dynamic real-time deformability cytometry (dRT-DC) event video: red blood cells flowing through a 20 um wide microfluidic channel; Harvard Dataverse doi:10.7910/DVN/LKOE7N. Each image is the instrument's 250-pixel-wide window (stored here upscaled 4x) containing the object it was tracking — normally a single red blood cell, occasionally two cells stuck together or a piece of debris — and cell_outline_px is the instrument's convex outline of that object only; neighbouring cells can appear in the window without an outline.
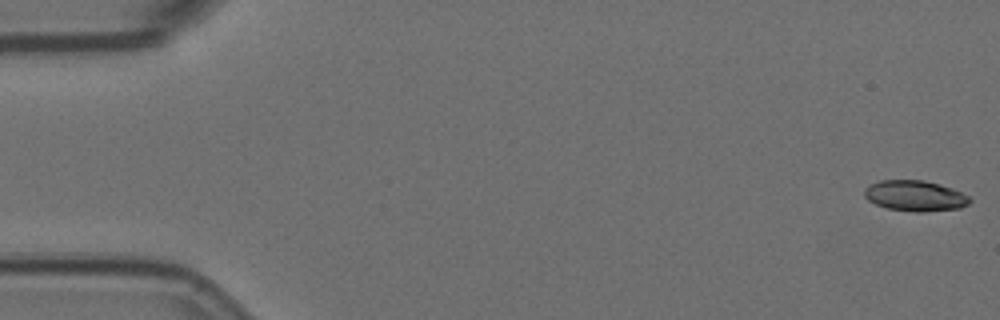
{"species": "Egyptian fruit bat (a non-hibernating species)", "species_latin": "Rousettus aegyptiacus", "temperature_condition": "room temperature", "stored_images_in_passage": 50, "camera_frame_rate_fps": 3000, "um_per_image_px": 0.085, "animal": {"sex": "female"}, "frame": {"image": 1, "passage_image": 1, "time_ms": 0.0, "image_size_px": [1000, 320], "cell_outline_px": [[972, 200], [968, 204], [960, 208], [924, 212], [916, 212], [888, 208], [876, 204], [868, 200], [864, 196], [864, 188], [868, 184], [880, 180], [924, 180], [940, 184], [952, 188], [968, 196]], "centroid_in_image_um": [77.76, 16.63], "position_along_channel_um": 7.2, "area_um2": 18.9}}
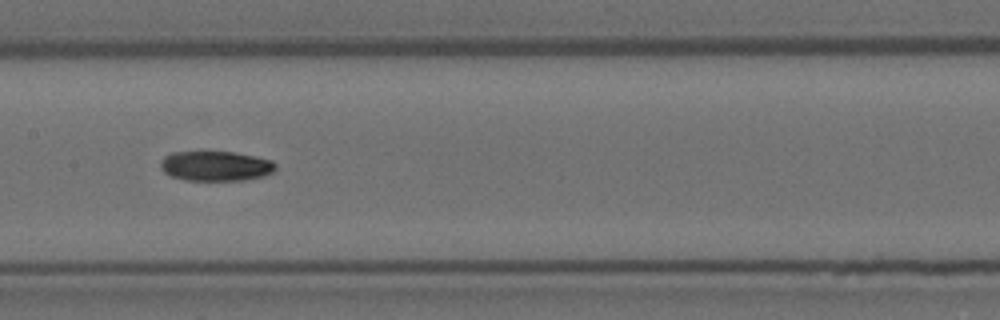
{"frame": {"image": 2, "passage_image": 28, "time_ms": 9.0, "image_size_px": [1000, 320], "cell_outline_px": [[276, 168], [272, 172], [264, 176], [244, 180], [188, 180], [172, 176], [164, 172], [160, 164], [164, 156], [172, 152], [236, 152], [256, 156], [272, 160], [276, 164]], "centroid_in_image_um": [18.37, 14.1], "position_along_channel_um": 189.0, "area_um2": 20.0}}
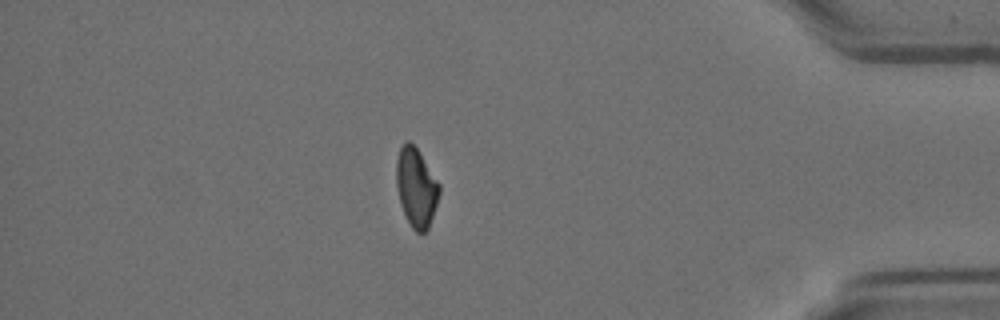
{"frame": {"image": 3, "passage_image": 49, "time_ms": 16.0, "image_size_px": [1000, 320], "cell_outline_px": [[440, 192], [428, 228], [424, 232], [416, 232], [412, 228], [400, 204], [396, 184], [396, 160], [400, 148], [408, 140], [420, 152], [440, 184]], "centroid_in_image_um": [35.37, 15.91], "position_along_channel_um": 399.8, "area_um2": 19.54}}